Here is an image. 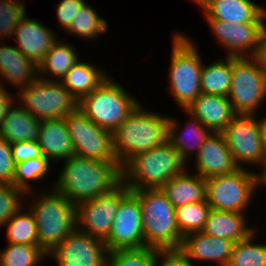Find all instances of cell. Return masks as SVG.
<instances>
[{
  "label": "cell",
  "mask_w": 266,
  "mask_h": 266,
  "mask_svg": "<svg viewBox=\"0 0 266 266\" xmlns=\"http://www.w3.org/2000/svg\"><path fill=\"white\" fill-rule=\"evenodd\" d=\"M247 215L210 209L202 232L209 236L224 238L234 243L244 240L257 230L247 225Z\"/></svg>",
  "instance_id": "obj_25"
},
{
  "label": "cell",
  "mask_w": 266,
  "mask_h": 266,
  "mask_svg": "<svg viewBox=\"0 0 266 266\" xmlns=\"http://www.w3.org/2000/svg\"><path fill=\"white\" fill-rule=\"evenodd\" d=\"M234 242L224 238L213 237L204 232H193L185 235L180 251L192 262H215L218 266H226L229 261Z\"/></svg>",
  "instance_id": "obj_19"
},
{
  "label": "cell",
  "mask_w": 266,
  "mask_h": 266,
  "mask_svg": "<svg viewBox=\"0 0 266 266\" xmlns=\"http://www.w3.org/2000/svg\"><path fill=\"white\" fill-rule=\"evenodd\" d=\"M62 162L65 163L63 169L52 186L75 205L110 191L122 180L119 162L78 156Z\"/></svg>",
  "instance_id": "obj_1"
},
{
  "label": "cell",
  "mask_w": 266,
  "mask_h": 266,
  "mask_svg": "<svg viewBox=\"0 0 266 266\" xmlns=\"http://www.w3.org/2000/svg\"><path fill=\"white\" fill-rule=\"evenodd\" d=\"M142 220L139 199L130 192L120 202L110 233L104 241L107 251L145 248Z\"/></svg>",
  "instance_id": "obj_14"
},
{
  "label": "cell",
  "mask_w": 266,
  "mask_h": 266,
  "mask_svg": "<svg viewBox=\"0 0 266 266\" xmlns=\"http://www.w3.org/2000/svg\"><path fill=\"white\" fill-rule=\"evenodd\" d=\"M50 164V160L44 155L15 164L13 185L25 192L34 191L35 189L32 183H38L47 176L51 168Z\"/></svg>",
  "instance_id": "obj_35"
},
{
  "label": "cell",
  "mask_w": 266,
  "mask_h": 266,
  "mask_svg": "<svg viewBox=\"0 0 266 266\" xmlns=\"http://www.w3.org/2000/svg\"><path fill=\"white\" fill-rule=\"evenodd\" d=\"M266 15L260 26L259 52L256 56L266 66Z\"/></svg>",
  "instance_id": "obj_45"
},
{
  "label": "cell",
  "mask_w": 266,
  "mask_h": 266,
  "mask_svg": "<svg viewBox=\"0 0 266 266\" xmlns=\"http://www.w3.org/2000/svg\"><path fill=\"white\" fill-rule=\"evenodd\" d=\"M182 111L185 112L187 116L189 115L188 123L182 128L177 118L172 116L169 117L167 140L179 152L181 159L187 165L189 164V160H192L190 159L191 155H197L199 148L204 144V141L211 134V131L186 109ZM193 152L195 153L194 155Z\"/></svg>",
  "instance_id": "obj_20"
},
{
  "label": "cell",
  "mask_w": 266,
  "mask_h": 266,
  "mask_svg": "<svg viewBox=\"0 0 266 266\" xmlns=\"http://www.w3.org/2000/svg\"><path fill=\"white\" fill-rule=\"evenodd\" d=\"M64 119L75 156L118 162L114 153L113 133L96 125L79 108Z\"/></svg>",
  "instance_id": "obj_13"
},
{
  "label": "cell",
  "mask_w": 266,
  "mask_h": 266,
  "mask_svg": "<svg viewBox=\"0 0 266 266\" xmlns=\"http://www.w3.org/2000/svg\"><path fill=\"white\" fill-rule=\"evenodd\" d=\"M5 226L7 228V243H26L28 245L38 246L37 225L33 214L27 206H23L18 212H16L4 227Z\"/></svg>",
  "instance_id": "obj_32"
},
{
  "label": "cell",
  "mask_w": 266,
  "mask_h": 266,
  "mask_svg": "<svg viewBox=\"0 0 266 266\" xmlns=\"http://www.w3.org/2000/svg\"><path fill=\"white\" fill-rule=\"evenodd\" d=\"M64 40V37L62 41L58 39L52 45L44 60L38 65L40 78L61 82L73 65L80 60L73 43H67Z\"/></svg>",
  "instance_id": "obj_29"
},
{
  "label": "cell",
  "mask_w": 266,
  "mask_h": 266,
  "mask_svg": "<svg viewBox=\"0 0 266 266\" xmlns=\"http://www.w3.org/2000/svg\"><path fill=\"white\" fill-rule=\"evenodd\" d=\"M169 116L144 110L139 103L113 132L114 153L122 168L135 155L167 141Z\"/></svg>",
  "instance_id": "obj_2"
},
{
  "label": "cell",
  "mask_w": 266,
  "mask_h": 266,
  "mask_svg": "<svg viewBox=\"0 0 266 266\" xmlns=\"http://www.w3.org/2000/svg\"><path fill=\"white\" fill-rule=\"evenodd\" d=\"M232 77V57L202 65L201 93L227 97Z\"/></svg>",
  "instance_id": "obj_30"
},
{
  "label": "cell",
  "mask_w": 266,
  "mask_h": 266,
  "mask_svg": "<svg viewBox=\"0 0 266 266\" xmlns=\"http://www.w3.org/2000/svg\"><path fill=\"white\" fill-rule=\"evenodd\" d=\"M161 259V260H160ZM155 266H196L180 249L157 250Z\"/></svg>",
  "instance_id": "obj_43"
},
{
  "label": "cell",
  "mask_w": 266,
  "mask_h": 266,
  "mask_svg": "<svg viewBox=\"0 0 266 266\" xmlns=\"http://www.w3.org/2000/svg\"><path fill=\"white\" fill-rule=\"evenodd\" d=\"M131 192L121 180L110 191L76 205L77 229L105 241L120 202Z\"/></svg>",
  "instance_id": "obj_12"
},
{
  "label": "cell",
  "mask_w": 266,
  "mask_h": 266,
  "mask_svg": "<svg viewBox=\"0 0 266 266\" xmlns=\"http://www.w3.org/2000/svg\"><path fill=\"white\" fill-rule=\"evenodd\" d=\"M176 33V34H175ZM169 65V91L182 109L201 94V69L203 60L199 48L186 34L175 32Z\"/></svg>",
  "instance_id": "obj_6"
},
{
  "label": "cell",
  "mask_w": 266,
  "mask_h": 266,
  "mask_svg": "<svg viewBox=\"0 0 266 266\" xmlns=\"http://www.w3.org/2000/svg\"><path fill=\"white\" fill-rule=\"evenodd\" d=\"M256 232L234 243L226 266H266V244L254 242Z\"/></svg>",
  "instance_id": "obj_33"
},
{
  "label": "cell",
  "mask_w": 266,
  "mask_h": 266,
  "mask_svg": "<svg viewBox=\"0 0 266 266\" xmlns=\"http://www.w3.org/2000/svg\"><path fill=\"white\" fill-rule=\"evenodd\" d=\"M39 77V67L15 46L0 42V78L18 91Z\"/></svg>",
  "instance_id": "obj_22"
},
{
  "label": "cell",
  "mask_w": 266,
  "mask_h": 266,
  "mask_svg": "<svg viewBox=\"0 0 266 266\" xmlns=\"http://www.w3.org/2000/svg\"><path fill=\"white\" fill-rule=\"evenodd\" d=\"M210 209L207 201L175 208L176 223L182 237L193 232L203 231Z\"/></svg>",
  "instance_id": "obj_36"
},
{
  "label": "cell",
  "mask_w": 266,
  "mask_h": 266,
  "mask_svg": "<svg viewBox=\"0 0 266 266\" xmlns=\"http://www.w3.org/2000/svg\"><path fill=\"white\" fill-rule=\"evenodd\" d=\"M206 200L211 209L246 214L256 189L262 188V174L245 166L233 173L205 179ZM246 210V211H245Z\"/></svg>",
  "instance_id": "obj_8"
},
{
  "label": "cell",
  "mask_w": 266,
  "mask_h": 266,
  "mask_svg": "<svg viewBox=\"0 0 266 266\" xmlns=\"http://www.w3.org/2000/svg\"><path fill=\"white\" fill-rule=\"evenodd\" d=\"M107 254L103 240L76 228L47 257L58 266H106Z\"/></svg>",
  "instance_id": "obj_15"
},
{
  "label": "cell",
  "mask_w": 266,
  "mask_h": 266,
  "mask_svg": "<svg viewBox=\"0 0 266 266\" xmlns=\"http://www.w3.org/2000/svg\"><path fill=\"white\" fill-rule=\"evenodd\" d=\"M187 170L188 168L175 175L160 188L175 208L207 201L205 179L199 174H190V171L188 172Z\"/></svg>",
  "instance_id": "obj_26"
},
{
  "label": "cell",
  "mask_w": 266,
  "mask_h": 266,
  "mask_svg": "<svg viewBox=\"0 0 266 266\" xmlns=\"http://www.w3.org/2000/svg\"><path fill=\"white\" fill-rule=\"evenodd\" d=\"M26 13V5L21 0H0L1 42L13 38L17 25Z\"/></svg>",
  "instance_id": "obj_38"
},
{
  "label": "cell",
  "mask_w": 266,
  "mask_h": 266,
  "mask_svg": "<svg viewBox=\"0 0 266 266\" xmlns=\"http://www.w3.org/2000/svg\"><path fill=\"white\" fill-rule=\"evenodd\" d=\"M23 197H26L24 190L13 184H0V228L26 205V198Z\"/></svg>",
  "instance_id": "obj_39"
},
{
  "label": "cell",
  "mask_w": 266,
  "mask_h": 266,
  "mask_svg": "<svg viewBox=\"0 0 266 266\" xmlns=\"http://www.w3.org/2000/svg\"><path fill=\"white\" fill-rule=\"evenodd\" d=\"M186 110L211 132H222L237 115L228 97L204 93Z\"/></svg>",
  "instance_id": "obj_21"
},
{
  "label": "cell",
  "mask_w": 266,
  "mask_h": 266,
  "mask_svg": "<svg viewBox=\"0 0 266 266\" xmlns=\"http://www.w3.org/2000/svg\"><path fill=\"white\" fill-rule=\"evenodd\" d=\"M14 172L11 143L0 136V184H13Z\"/></svg>",
  "instance_id": "obj_40"
},
{
  "label": "cell",
  "mask_w": 266,
  "mask_h": 266,
  "mask_svg": "<svg viewBox=\"0 0 266 266\" xmlns=\"http://www.w3.org/2000/svg\"><path fill=\"white\" fill-rule=\"evenodd\" d=\"M140 202L145 248L180 249L183 237L178 229L175 207L161 189L131 191Z\"/></svg>",
  "instance_id": "obj_5"
},
{
  "label": "cell",
  "mask_w": 266,
  "mask_h": 266,
  "mask_svg": "<svg viewBox=\"0 0 266 266\" xmlns=\"http://www.w3.org/2000/svg\"><path fill=\"white\" fill-rule=\"evenodd\" d=\"M130 93L109 76L79 101V109L96 125L113 133L140 103Z\"/></svg>",
  "instance_id": "obj_7"
},
{
  "label": "cell",
  "mask_w": 266,
  "mask_h": 266,
  "mask_svg": "<svg viewBox=\"0 0 266 266\" xmlns=\"http://www.w3.org/2000/svg\"><path fill=\"white\" fill-rule=\"evenodd\" d=\"M189 168L167 140L131 158L121 169L122 181L131 190L160 189L175 175Z\"/></svg>",
  "instance_id": "obj_4"
},
{
  "label": "cell",
  "mask_w": 266,
  "mask_h": 266,
  "mask_svg": "<svg viewBox=\"0 0 266 266\" xmlns=\"http://www.w3.org/2000/svg\"><path fill=\"white\" fill-rule=\"evenodd\" d=\"M0 81V125L3 122L6 112L17 99L14 94L5 87L6 84ZM15 97V98H14Z\"/></svg>",
  "instance_id": "obj_44"
},
{
  "label": "cell",
  "mask_w": 266,
  "mask_h": 266,
  "mask_svg": "<svg viewBox=\"0 0 266 266\" xmlns=\"http://www.w3.org/2000/svg\"><path fill=\"white\" fill-rule=\"evenodd\" d=\"M95 64L77 61L61 80L63 86L80 101L85 95L97 89L109 77L106 70ZM100 68V69H99Z\"/></svg>",
  "instance_id": "obj_28"
},
{
  "label": "cell",
  "mask_w": 266,
  "mask_h": 266,
  "mask_svg": "<svg viewBox=\"0 0 266 266\" xmlns=\"http://www.w3.org/2000/svg\"><path fill=\"white\" fill-rule=\"evenodd\" d=\"M108 27L107 21L99 16L94 7L85 2L65 32L89 41L104 35Z\"/></svg>",
  "instance_id": "obj_31"
},
{
  "label": "cell",
  "mask_w": 266,
  "mask_h": 266,
  "mask_svg": "<svg viewBox=\"0 0 266 266\" xmlns=\"http://www.w3.org/2000/svg\"><path fill=\"white\" fill-rule=\"evenodd\" d=\"M12 157L15 164L32 158L42 156L41 148L37 141H22L11 143Z\"/></svg>",
  "instance_id": "obj_42"
},
{
  "label": "cell",
  "mask_w": 266,
  "mask_h": 266,
  "mask_svg": "<svg viewBox=\"0 0 266 266\" xmlns=\"http://www.w3.org/2000/svg\"><path fill=\"white\" fill-rule=\"evenodd\" d=\"M196 174L207 179L235 172L240 167L234 161L222 132H211L194 157Z\"/></svg>",
  "instance_id": "obj_17"
},
{
  "label": "cell",
  "mask_w": 266,
  "mask_h": 266,
  "mask_svg": "<svg viewBox=\"0 0 266 266\" xmlns=\"http://www.w3.org/2000/svg\"><path fill=\"white\" fill-rule=\"evenodd\" d=\"M50 187L40 196L34 190L26 192L25 197L28 201L33 199L27 206L37 225L38 246L47 254L77 228L76 205Z\"/></svg>",
  "instance_id": "obj_3"
},
{
  "label": "cell",
  "mask_w": 266,
  "mask_h": 266,
  "mask_svg": "<svg viewBox=\"0 0 266 266\" xmlns=\"http://www.w3.org/2000/svg\"><path fill=\"white\" fill-rule=\"evenodd\" d=\"M220 45L226 49L227 57H256L259 52L261 23H227L206 20Z\"/></svg>",
  "instance_id": "obj_16"
},
{
  "label": "cell",
  "mask_w": 266,
  "mask_h": 266,
  "mask_svg": "<svg viewBox=\"0 0 266 266\" xmlns=\"http://www.w3.org/2000/svg\"><path fill=\"white\" fill-rule=\"evenodd\" d=\"M42 22L29 18L26 14L17 25L13 37L15 46L25 57L39 65L52 45L58 40L57 35Z\"/></svg>",
  "instance_id": "obj_18"
},
{
  "label": "cell",
  "mask_w": 266,
  "mask_h": 266,
  "mask_svg": "<svg viewBox=\"0 0 266 266\" xmlns=\"http://www.w3.org/2000/svg\"><path fill=\"white\" fill-rule=\"evenodd\" d=\"M191 1L196 3L195 5L199 6V8H202V10L210 2V0H191Z\"/></svg>",
  "instance_id": "obj_47"
},
{
  "label": "cell",
  "mask_w": 266,
  "mask_h": 266,
  "mask_svg": "<svg viewBox=\"0 0 266 266\" xmlns=\"http://www.w3.org/2000/svg\"><path fill=\"white\" fill-rule=\"evenodd\" d=\"M262 186H266V171L262 174Z\"/></svg>",
  "instance_id": "obj_48"
},
{
  "label": "cell",
  "mask_w": 266,
  "mask_h": 266,
  "mask_svg": "<svg viewBox=\"0 0 266 266\" xmlns=\"http://www.w3.org/2000/svg\"><path fill=\"white\" fill-rule=\"evenodd\" d=\"M85 0H60L56 7L57 22L63 31H66L74 20L77 11Z\"/></svg>",
  "instance_id": "obj_41"
},
{
  "label": "cell",
  "mask_w": 266,
  "mask_h": 266,
  "mask_svg": "<svg viewBox=\"0 0 266 266\" xmlns=\"http://www.w3.org/2000/svg\"><path fill=\"white\" fill-rule=\"evenodd\" d=\"M6 245V248L0 251V266H41L47 258V253L37 245L26 243Z\"/></svg>",
  "instance_id": "obj_34"
},
{
  "label": "cell",
  "mask_w": 266,
  "mask_h": 266,
  "mask_svg": "<svg viewBox=\"0 0 266 266\" xmlns=\"http://www.w3.org/2000/svg\"><path fill=\"white\" fill-rule=\"evenodd\" d=\"M156 249L142 248L108 252L106 266H155Z\"/></svg>",
  "instance_id": "obj_37"
},
{
  "label": "cell",
  "mask_w": 266,
  "mask_h": 266,
  "mask_svg": "<svg viewBox=\"0 0 266 266\" xmlns=\"http://www.w3.org/2000/svg\"><path fill=\"white\" fill-rule=\"evenodd\" d=\"M227 97L236 114L257 115L266 100V66L257 57H232Z\"/></svg>",
  "instance_id": "obj_9"
},
{
  "label": "cell",
  "mask_w": 266,
  "mask_h": 266,
  "mask_svg": "<svg viewBox=\"0 0 266 266\" xmlns=\"http://www.w3.org/2000/svg\"><path fill=\"white\" fill-rule=\"evenodd\" d=\"M16 94V103L41 121L65 118L79 108V101L60 81L38 77Z\"/></svg>",
  "instance_id": "obj_10"
},
{
  "label": "cell",
  "mask_w": 266,
  "mask_h": 266,
  "mask_svg": "<svg viewBox=\"0 0 266 266\" xmlns=\"http://www.w3.org/2000/svg\"><path fill=\"white\" fill-rule=\"evenodd\" d=\"M203 14L206 20L262 23L266 9L252 0H210L204 7Z\"/></svg>",
  "instance_id": "obj_23"
},
{
  "label": "cell",
  "mask_w": 266,
  "mask_h": 266,
  "mask_svg": "<svg viewBox=\"0 0 266 266\" xmlns=\"http://www.w3.org/2000/svg\"><path fill=\"white\" fill-rule=\"evenodd\" d=\"M37 144L50 161H64L75 156L72 139L64 118L42 120Z\"/></svg>",
  "instance_id": "obj_24"
},
{
  "label": "cell",
  "mask_w": 266,
  "mask_h": 266,
  "mask_svg": "<svg viewBox=\"0 0 266 266\" xmlns=\"http://www.w3.org/2000/svg\"><path fill=\"white\" fill-rule=\"evenodd\" d=\"M265 116L264 117L261 116V118H259V119L257 118V121L259 124L260 132H261L263 139L265 141V144H266V117Z\"/></svg>",
  "instance_id": "obj_46"
},
{
  "label": "cell",
  "mask_w": 266,
  "mask_h": 266,
  "mask_svg": "<svg viewBox=\"0 0 266 266\" xmlns=\"http://www.w3.org/2000/svg\"><path fill=\"white\" fill-rule=\"evenodd\" d=\"M8 109L0 125V136L9 143L36 141L42 121L32 116L20 104Z\"/></svg>",
  "instance_id": "obj_27"
},
{
  "label": "cell",
  "mask_w": 266,
  "mask_h": 266,
  "mask_svg": "<svg viewBox=\"0 0 266 266\" xmlns=\"http://www.w3.org/2000/svg\"><path fill=\"white\" fill-rule=\"evenodd\" d=\"M257 117L237 114L222 133L236 164L240 168L244 164L262 167L258 172L263 174L266 171V144Z\"/></svg>",
  "instance_id": "obj_11"
}]
</instances>
